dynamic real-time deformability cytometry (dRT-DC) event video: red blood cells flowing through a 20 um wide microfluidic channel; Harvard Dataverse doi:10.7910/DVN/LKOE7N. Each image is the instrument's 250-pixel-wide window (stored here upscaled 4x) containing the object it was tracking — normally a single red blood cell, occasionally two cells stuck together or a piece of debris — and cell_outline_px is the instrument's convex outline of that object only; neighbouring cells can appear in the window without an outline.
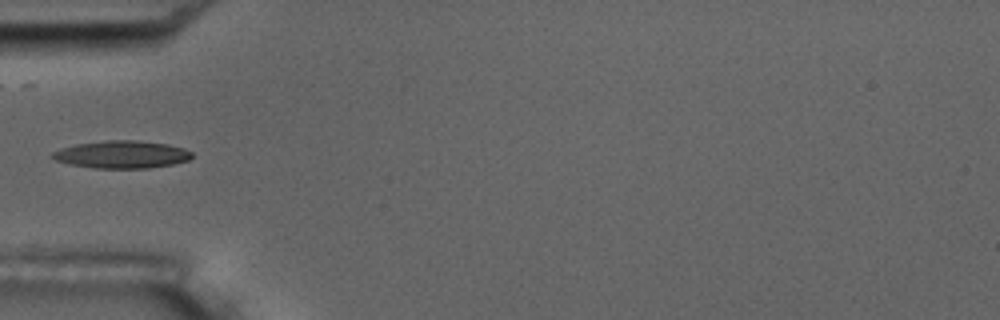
{"species": "common noctule bat (a hibernating species)", "species_latin": "Nyctalus noctula", "temperature_condition": "room temperature", "stored_images_in_passage": 4, "camera_frame_rate_fps": 3000, "um_per_image_px": 0.085, "animal": {"sex": "male", "body_mass_g": 17.5, "forearm_length_mm": 52.3}, "frame": {"image": 1, "passage_image": 4, "time_ms": 3.333, "image_size_px": [1000, 320], "cell_outline_px": [[192, 156], [188, 160], [172, 164], [148, 168], [96, 168], [68, 164], [56, 160], [48, 156], [52, 152], [60, 148], [76, 144], [108, 140], [136, 140], [168, 144], [184, 148], [192, 152]], "centroid_in_image_um": [10.32, 13.13], "position_along_channel_um": 74.7, "area_um2": 22.43}}